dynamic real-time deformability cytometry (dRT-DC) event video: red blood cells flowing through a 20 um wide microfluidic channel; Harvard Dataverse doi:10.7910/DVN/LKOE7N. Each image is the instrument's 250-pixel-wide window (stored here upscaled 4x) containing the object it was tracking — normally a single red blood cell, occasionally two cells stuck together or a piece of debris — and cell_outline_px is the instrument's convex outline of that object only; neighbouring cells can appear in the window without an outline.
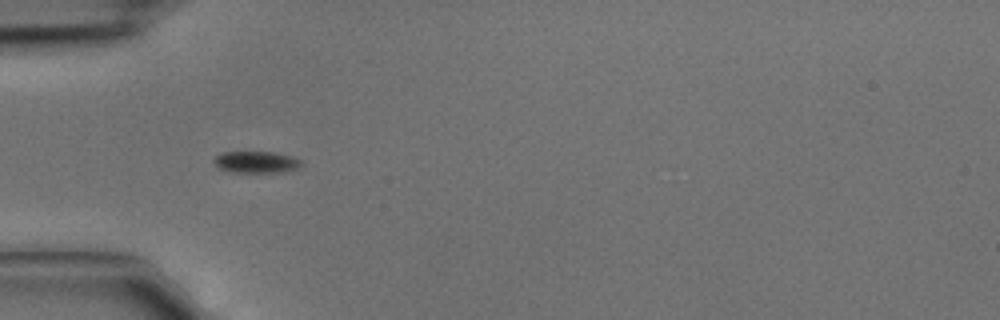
{"species": "common noctule bat (a hibernating species)", "species_latin": "Nyctalus noctula", "temperature_condition": "cold", "stored_images_in_passage": 1, "camera_frame_rate_fps": 3000, "um_per_image_px": 0.085, "animal": {"sex": "male", "body_mass_g": 15.6}, "frame": {"image": 1, "passage_image": 1, "time_ms": 0.0, "image_size_px": [1000, 320], "cell_outline_px": [[304, 164], [300, 168], [284, 172], [232, 172], [220, 168], [212, 160], [216, 156], [224, 152], [272, 152], [292, 156], [304, 160]], "centroid_in_image_um": [21.87, 13.78], "position_along_channel_um": 63.1, "area_um2": 11.16}}